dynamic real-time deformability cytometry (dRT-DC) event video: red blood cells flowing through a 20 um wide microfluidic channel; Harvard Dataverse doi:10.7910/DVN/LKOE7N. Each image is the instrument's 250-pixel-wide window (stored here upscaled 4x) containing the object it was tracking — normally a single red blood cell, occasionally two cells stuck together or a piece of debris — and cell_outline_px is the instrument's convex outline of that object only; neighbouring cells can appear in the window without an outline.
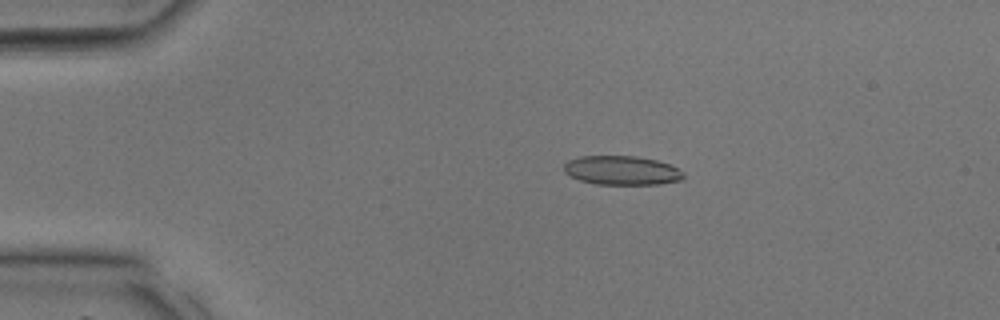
{"species": "common noctule bat (a hibernating species)", "species_latin": "Nyctalus noctula", "temperature_condition": "room temperature", "stored_images_in_passage": 34, "camera_frame_rate_fps": 3000, "um_per_image_px": 0.085, "animal": {"sex": "male", "body_mass_g": 17.9, "forearm_length_mm": 54.2}, "frame": {"image": 1, "passage_image": 5, "time_ms": 1.333, "image_size_px": [1000, 320], "cell_outline_px": [[684, 176], [680, 180], [660, 184], [596, 184], [580, 180], [564, 172], [564, 164], [568, 160], [580, 156], [636, 156], [656, 160], [668, 164], [684, 172]], "centroid_in_image_um": [52.84, 14.48], "position_along_channel_um": 32.2, "area_um2": 20.11}}
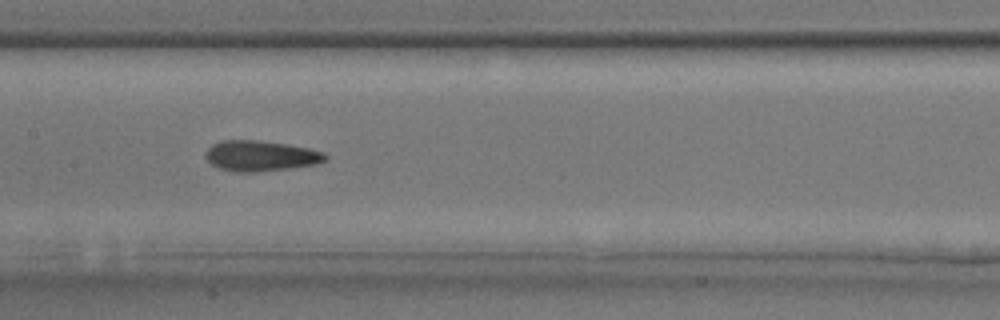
{"frame": {"image": 2, "passage_image": 16, "time_ms": 5.0, "image_size_px": [1000, 320], "cell_outline_px": [[328, 160], [316, 164], [288, 168], [256, 172], [236, 172], [220, 168], [212, 164], [204, 156], [208, 148], [212, 144], [224, 140], [256, 140], [284, 144], [308, 148], [324, 152], [328, 156]], "centroid_in_image_um": [22.16, 13.25], "position_along_channel_um": 185.2, "area_um2": 21.15}}
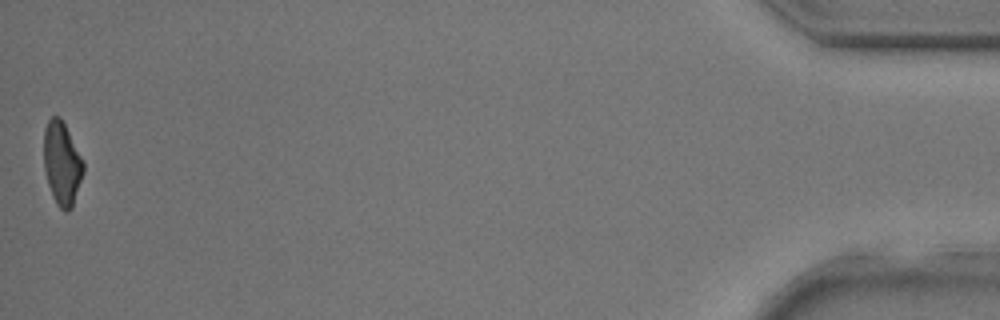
{"frame": {"image": 3, "passage_image": 34, "time_ms": 11.0, "image_size_px": [1000, 320], "cell_outline_px": [[84, 172], [72, 208], [68, 212], [64, 212], [56, 204], [52, 196], [48, 184], [44, 168], [44, 128], [48, 120], [52, 116], [60, 116], [84, 160]], "centroid_in_image_um": [5.27, 13.91], "position_along_channel_um": 429.9, "area_um2": 19.42}}